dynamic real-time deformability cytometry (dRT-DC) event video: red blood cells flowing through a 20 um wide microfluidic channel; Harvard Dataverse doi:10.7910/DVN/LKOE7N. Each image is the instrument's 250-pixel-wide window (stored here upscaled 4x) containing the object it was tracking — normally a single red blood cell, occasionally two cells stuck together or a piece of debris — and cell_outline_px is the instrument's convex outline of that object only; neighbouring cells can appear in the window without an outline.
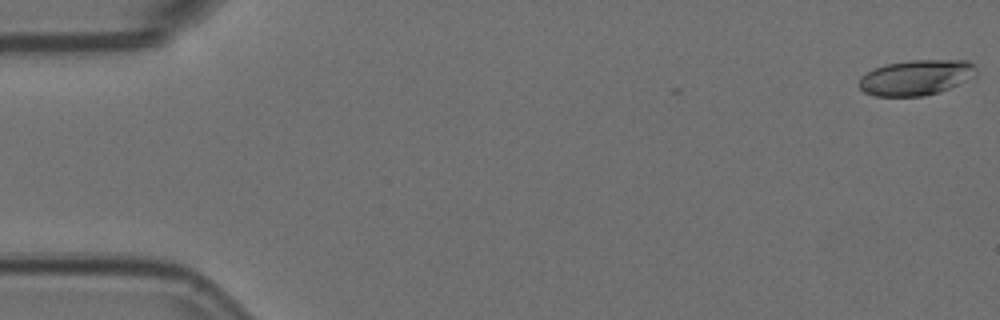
{"species": "Egyptian fruit bat (a non-hibernating species)", "species_latin": "Rousettus aegyptiacus", "temperature_condition": "room temperature", "stored_images_in_passage": 10, "camera_frame_rate_fps": 3000, "um_per_image_px": 0.085, "animal": {"sex": "female"}, "frame": {"image": 1, "passage_image": 1, "time_ms": 0.0, "image_size_px": [1000, 320], "cell_outline_px": [[976, 76], [940, 92], [924, 96], [872, 96], [864, 92], [856, 84], [860, 76], [876, 68], [888, 64], [912, 60], [968, 60], [976, 68]], "centroid_in_image_um": [77.85, 6.6], "position_along_channel_um": 7.2, "area_um2": 24.22}}